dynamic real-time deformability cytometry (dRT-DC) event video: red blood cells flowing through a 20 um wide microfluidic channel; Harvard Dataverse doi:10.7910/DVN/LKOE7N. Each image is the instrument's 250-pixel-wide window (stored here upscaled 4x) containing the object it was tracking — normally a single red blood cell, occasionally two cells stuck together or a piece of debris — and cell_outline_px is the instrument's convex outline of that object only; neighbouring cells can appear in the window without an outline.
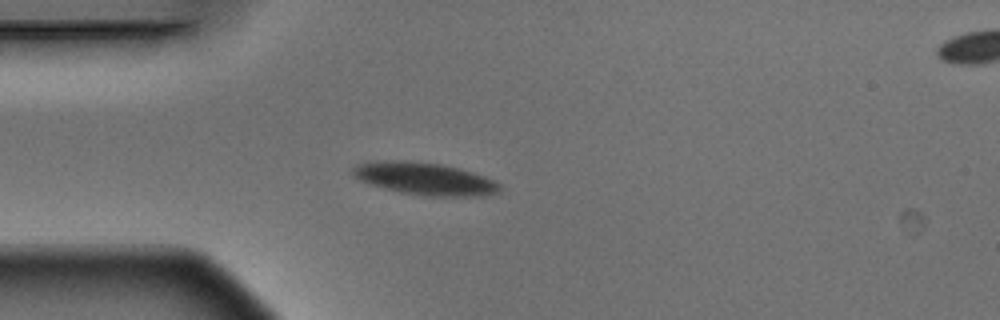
{"species": "Egyptian fruit bat (a non-hibernating species)", "species_latin": "Rousettus aegyptiacus", "temperature_condition": "warm", "stored_images_in_passage": 2, "segment_of_instrument_passage": [1, 2], "camera_frame_rate_fps": 3000, "um_per_image_px": 0.085, "animal": {"sex": "male"}, "frame": {"image": 1, "passage_image": 1, "time_ms": 0.0, "image_size_px": [1000, 320], "cell_outline_px": [[500, 192], [488, 196], [420, 196], [400, 192], [368, 184], [352, 176], [352, 168], [356, 164], [380, 160], [408, 160], [440, 164], [472, 172], [484, 176], [500, 184]], "centroid_in_image_um": [36.07, 15.2], "position_along_channel_um": 48.9, "area_um2": 27.98}}